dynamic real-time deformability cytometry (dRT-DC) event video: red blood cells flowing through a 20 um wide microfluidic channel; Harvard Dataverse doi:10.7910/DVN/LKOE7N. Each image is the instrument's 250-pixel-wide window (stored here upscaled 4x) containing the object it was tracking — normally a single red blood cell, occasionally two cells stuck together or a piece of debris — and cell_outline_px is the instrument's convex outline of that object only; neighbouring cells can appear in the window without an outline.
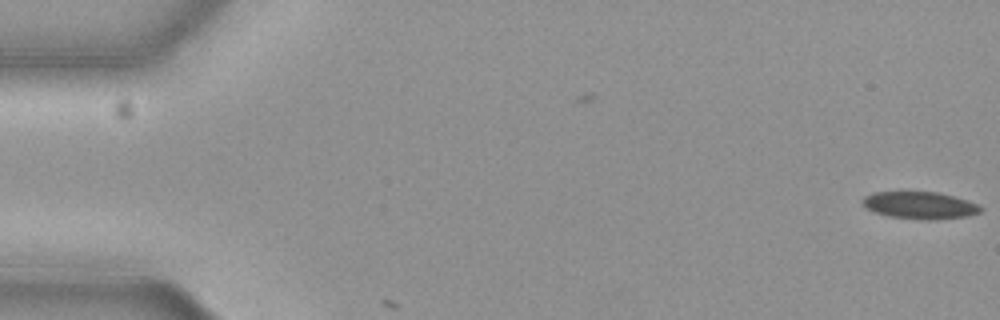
{"species": "common noctule bat (a hibernating species)", "species_latin": "Nyctalus noctula", "temperature_condition": "cold", "stored_images_in_passage": 6, "camera_frame_rate_fps": 3000, "um_per_image_px": 0.085, "animal": {"sex": "female", "body_mass_g": 19.3, "forearm_length_mm": 54.1}, "frame": {"image": 1, "passage_image": 6, "time_ms": 1.667, "image_size_px": [1000, 320], "cell_outline_px": [[980, 212], [968, 216], [936, 220], [924, 220], [888, 216], [872, 212], [864, 208], [864, 196], [872, 192], [936, 192], [952, 196], [976, 204], [980, 208]], "centroid_in_image_um": [78.12, 17.46], "position_along_channel_um": 6.9, "area_um2": 18.55}}